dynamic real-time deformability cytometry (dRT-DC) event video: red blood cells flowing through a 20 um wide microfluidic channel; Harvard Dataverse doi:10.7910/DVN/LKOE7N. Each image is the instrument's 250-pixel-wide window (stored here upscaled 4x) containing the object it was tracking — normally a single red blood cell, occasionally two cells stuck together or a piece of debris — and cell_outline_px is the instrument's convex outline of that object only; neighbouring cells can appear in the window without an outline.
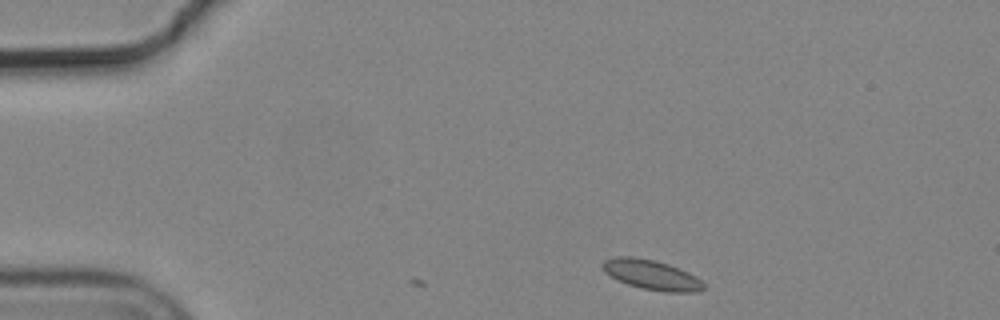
{"species": "common noctule bat (a hibernating species)", "species_latin": "Nyctalus noctula", "temperature_condition": "cold", "stored_images_in_passage": 2, "camera_frame_rate_fps": 3000, "um_per_image_px": 0.085, "animal": {"sex": "male", "body_mass_g": 19.2, "forearm_length_mm": 51.8}, "frame": {"image": 1, "passage_image": 2, "time_ms": 0.333, "image_size_px": [1000, 320], "cell_outline_px": [[704, 288], [696, 292], [664, 292], [640, 288], [628, 284], [604, 272], [600, 264], [604, 260], [616, 256], [632, 256], [656, 260], [668, 264], [688, 272], [696, 276], [704, 284]], "centroid_in_image_um": [55.36, 23.35], "position_along_channel_um": 29.6, "area_um2": 17.57}}